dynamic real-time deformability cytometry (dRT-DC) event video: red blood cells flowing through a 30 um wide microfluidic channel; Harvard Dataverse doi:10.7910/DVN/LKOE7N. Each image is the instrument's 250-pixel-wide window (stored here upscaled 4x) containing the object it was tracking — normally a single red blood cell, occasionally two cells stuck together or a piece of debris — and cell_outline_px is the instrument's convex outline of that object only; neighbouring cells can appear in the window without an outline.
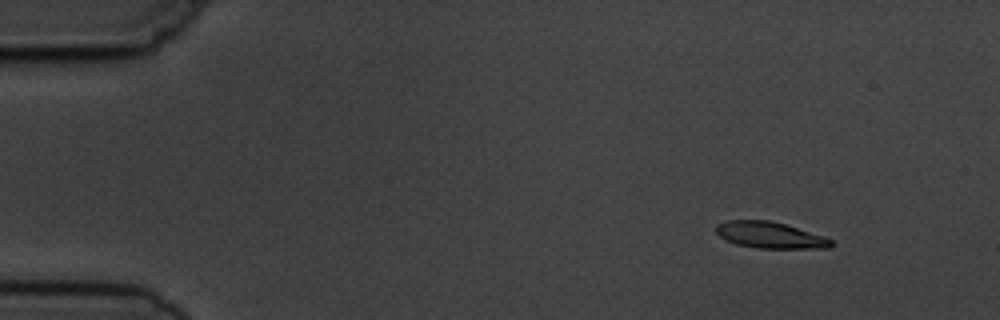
{"species": "common noctule bat (a hibernating species)", "species_latin": "Nyctalus noctula", "temperature_condition": "cold", "stored_images_in_passage": 5, "camera_frame_rate_fps": 3000, "um_per_image_px": 0.085, "animal": {"sex": "male", "body_mass_g": 19.5, "forearm_length_mm": 54.6}, "frame": {"image": 1, "passage_image": 2, "time_ms": 2.0, "image_size_px": [1000, 320], "cell_outline_px": [[836, 244], [828, 248], [756, 248], [736, 244], [724, 240], [716, 232], [716, 224], [728, 220], [768, 220], [784, 224], [824, 236], [832, 240]], "centroid_in_image_um": [65.44, 19.99], "position_along_channel_um": 19.6, "area_um2": 17.69}}
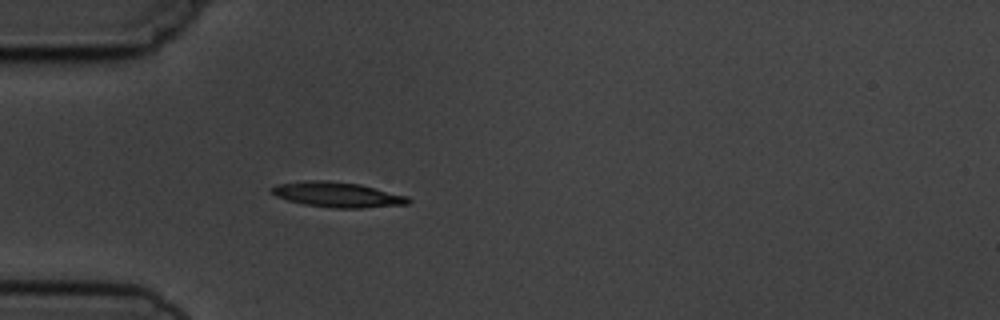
{"frame": {"image": 2, "passage_image": 5, "time_ms": 5.333, "image_size_px": [1000, 320], "cell_outline_px": [[412, 200], [408, 204], [360, 208], [332, 208], [304, 204], [288, 200], [276, 196], [272, 192], [272, 188], [276, 184], [312, 180], [324, 180], [360, 184], [408, 196]], "centroid_in_image_um": [28.71, 16.55], "position_along_channel_um": 56.3, "area_um2": 19.88}}